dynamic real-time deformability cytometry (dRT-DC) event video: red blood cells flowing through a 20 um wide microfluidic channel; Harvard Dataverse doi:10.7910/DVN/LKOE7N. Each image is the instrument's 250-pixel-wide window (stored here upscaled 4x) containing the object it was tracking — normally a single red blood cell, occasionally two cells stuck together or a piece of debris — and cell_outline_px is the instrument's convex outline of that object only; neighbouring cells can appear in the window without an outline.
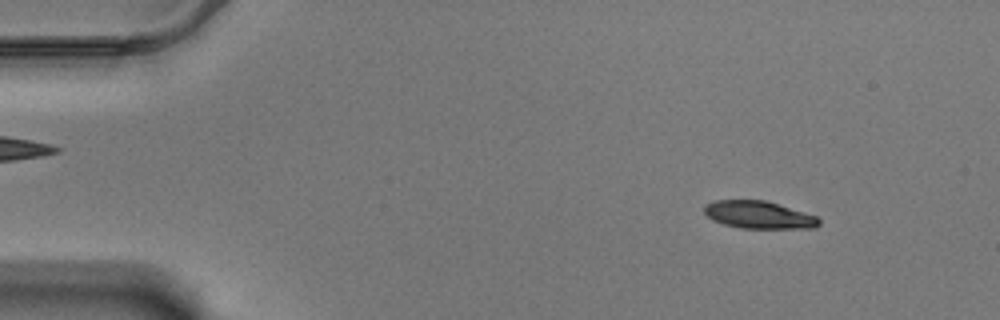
{"species": "Egyptian fruit bat (a non-hibernating species)", "species_latin": "Rousettus aegyptiacus", "temperature_condition": "warm", "stored_images_in_passage": 58, "camera_frame_rate_fps": 3000, "um_per_image_px": 0.085, "animal": {"sex": "male"}, "frame": {"image": 1, "passage_image": 7, "time_ms": 2.0, "image_size_px": [1000, 320], "cell_outline_px": [[820, 224], [816, 228], [740, 228], [724, 224], [712, 220], [704, 212], [704, 204], [712, 200], [764, 200], [804, 212], [816, 216], [820, 220]], "centroid_in_image_um": [64.47, 18.26], "position_along_channel_um": 20.5, "area_um2": 18.38}}
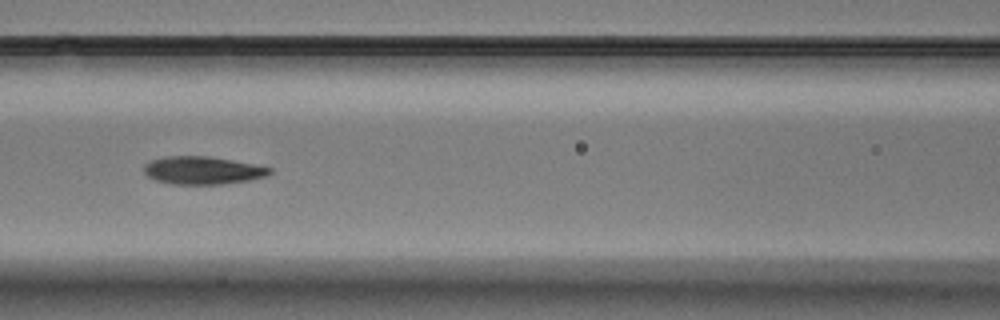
{"frame": {"image": 2, "passage_image": 26, "time_ms": 8.333, "image_size_px": [1000, 320], "cell_outline_px": [[272, 172], [268, 176], [248, 180], [224, 184], [172, 184], [156, 180], [148, 176], [144, 172], [144, 164], [152, 160], [164, 156], [208, 156], [256, 164], [272, 168]], "centroid_in_image_um": [17.24, 14.48], "position_along_channel_um": 149.4, "area_um2": 20.46}}
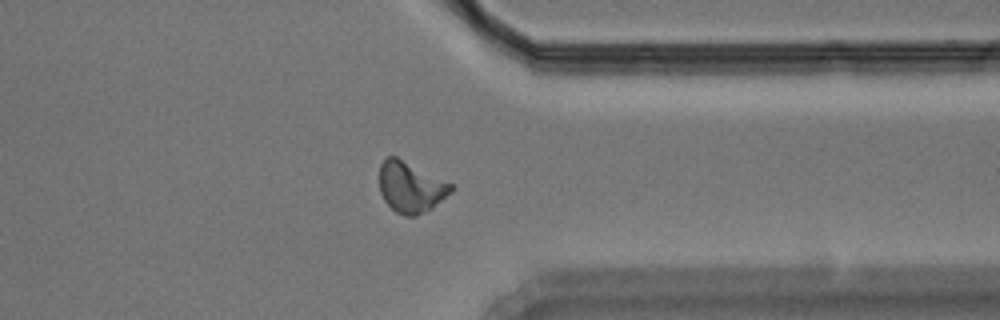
{"frame": {"image": 3, "passage_image": 46, "time_ms": 15.0, "image_size_px": [1000, 320], "cell_outline_px": [[456, 188], [452, 192], [432, 208], [416, 216], [404, 216], [396, 212], [384, 200], [380, 192], [380, 164], [388, 156], [396, 156], [452, 184]], "centroid_in_image_um": [34.92, 15.91], "position_along_channel_um": 376.5, "area_um2": 21.1}, "authors_computed_cell_mechanics": {"area_um2": 20.1722, "velocity_mm_per_s": 3.4629, "shape_relaxation_time_tau1_ms": 4.446, "shape_relaxation_time_tau2_ms": 2.3343, "deformation_change_tau1": 0.1732, "deformation_change_tau2": 0.0888}}